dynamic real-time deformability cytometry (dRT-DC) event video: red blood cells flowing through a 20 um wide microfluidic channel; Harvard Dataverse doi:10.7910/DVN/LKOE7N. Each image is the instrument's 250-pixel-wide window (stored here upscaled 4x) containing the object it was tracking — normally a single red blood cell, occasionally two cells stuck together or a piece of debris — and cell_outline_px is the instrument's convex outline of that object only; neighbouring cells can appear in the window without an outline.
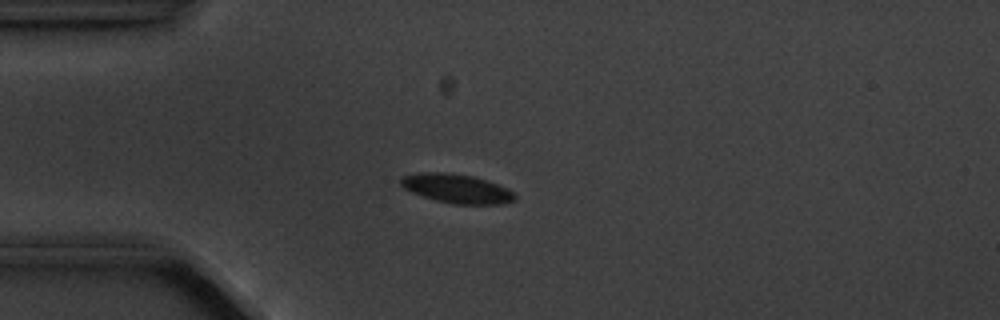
{"species": "common noctule bat (a hibernating species)", "species_latin": "Nyctalus noctula", "temperature_condition": "cold", "stored_images_in_passage": 10, "camera_frame_rate_fps": 3000, "um_per_image_px": 0.085, "animal": {"sex": "male", "body_mass_g": 20.1, "forearm_length_mm": 53.5}, "frame": {"image": 1, "passage_image": 4, "time_ms": 3.333, "image_size_px": [1000, 320], "cell_outline_px": [[516, 200], [504, 204], [452, 204], [436, 200], [412, 192], [404, 188], [400, 184], [400, 180], [404, 176], [420, 172], [444, 172], [472, 176], [508, 188], [516, 196]], "centroid_in_image_um": [38.83, 16.04], "position_along_channel_um": 46.2, "area_um2": 19.13}}